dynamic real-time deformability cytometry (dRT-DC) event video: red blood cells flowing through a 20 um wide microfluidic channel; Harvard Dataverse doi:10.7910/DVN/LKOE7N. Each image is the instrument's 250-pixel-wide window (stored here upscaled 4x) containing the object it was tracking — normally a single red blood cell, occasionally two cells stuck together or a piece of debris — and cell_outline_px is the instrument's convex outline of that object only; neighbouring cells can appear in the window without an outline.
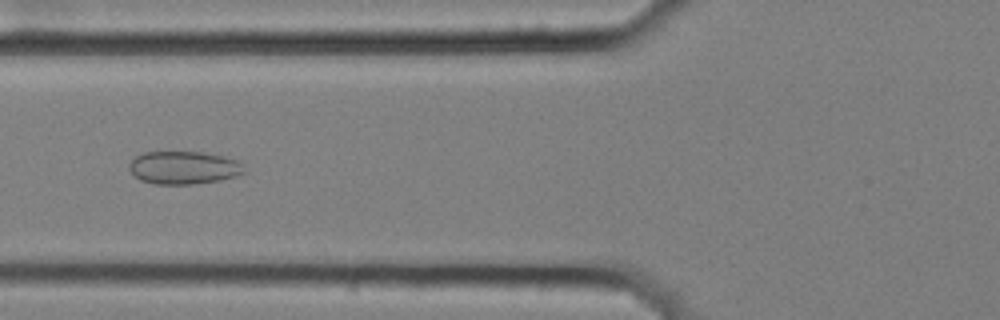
{"species": "common noctule bat (a hibernating species)", "species_latin": "Nyctalus noctula", "temperature_condition": "cold", "stored_images_in_passage": 42, "camera_frame_rate_fps": 3000, "um_per_image_px": 0.085, "animal": {"sex": "female", "body_mass_g": 25.1}, "frame": {"image": 1, "passage_image": 8, "time_ms": 2.333, "image_size_px": [1000, 320], "cell_outline_px": [[244, 172], [236, 176], [220, 180], [192, 184], [156, 184], [140, 180], [128, 168], [128, 164], [136, 156], [144, 152], [200, 152], [224, 156], [236, 160], [244, 164]], "centroid_in_image_um": [15.62, 14.25], "position_along_channel_um": 110.2, "area_um2": 22.02}}
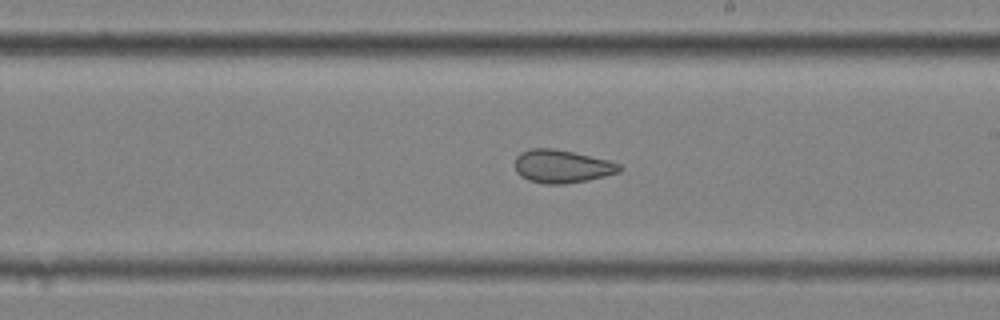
{"frame": {"image": 2, "passage_image": 19, "time_ms": 6.0, "image_size_px": [1000, 320], "cell_outline_px": [[624, 168], [620, 172], [588, 180], [564, 184], [544, 184], [528, 180], [520, 176], [516, 172], [516, 156], [520, 152], [532, 148], [552, 148], [572, 152], [608, 160], [620, 164]], "centroid_in_image_um": [47.76, 14.15], "position_along_channel_um": 241.2, "area_um2": 20.17}}
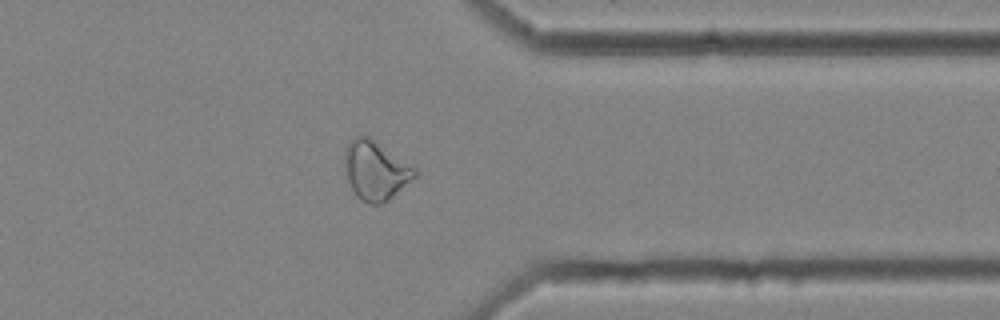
{"frame": {"image": 3, "passage_image": 31, "time_ms": 10.0, "image_size_px": [1000, 320], "cell_outline_px": [[416, 176], [384, 204], [368, 204], [360, 200], [356, 196], [348, 180], [344, 164], [344, 148], [356, 136], [368, 136], [416, 168]], "centroid_in_image_um": [31.9, 14.51], "position_along_channel_um": 379.5, "area_um2": 23.93}, "authors_computed_cell_mechanics": {"area_um2": 21.7906, "velocity_mm_per_s": 3.5733, "shape_relaxation_time_tau1_ms": null, "shape_relaxation_time_tau2_ms": 2.2207, "deformation_change_tau1": null, "deformation_change_tau2": 0.0883}}